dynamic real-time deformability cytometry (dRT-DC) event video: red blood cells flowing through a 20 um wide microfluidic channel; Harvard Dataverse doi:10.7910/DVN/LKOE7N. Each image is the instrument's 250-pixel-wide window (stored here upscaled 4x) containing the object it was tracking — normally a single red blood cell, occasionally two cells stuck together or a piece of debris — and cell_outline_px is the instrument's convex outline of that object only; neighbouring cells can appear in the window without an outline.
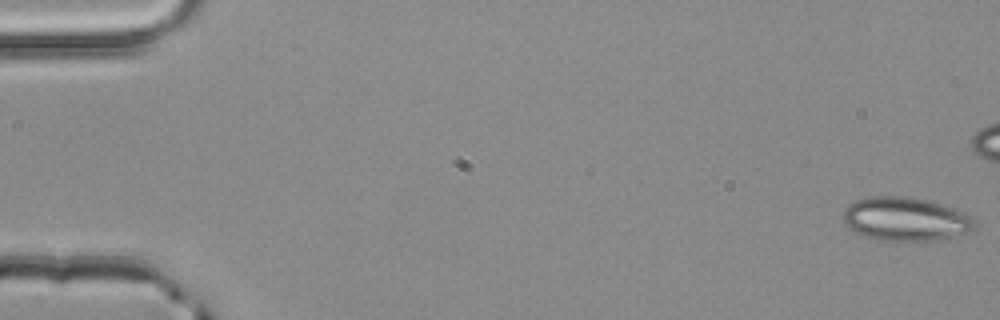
{"species": "common noctule bat (a hibernating species)", "species_latin": "Nyctalus noctula", "temperature_condition": "room temperature", "stored_images_in_passage": 45, "camera_frame_rate_fps": 3000, "um_per_image_px": 0.085, "animal": {"sex": "male", "body_mass_g": 20.4}, "frame": {"image": 1, "passage_image": 1, "time_ms": 0.0, "image_size_px": [1000, 320], "cell_outline_px": [[976, 224], [968, 232], [936, 240], [880, 240], [864, 236], [848, 228], [844, 220], [844, 208], [848, 204], [856, 200], [868, 196], [904, 196], [924, 200], [940, 204], [964, 212], [972, 216]], "centroid_in_image_um": [76.93, 18.61], "position_along_channel_um": 8.1, "area_um2": 33.12}}
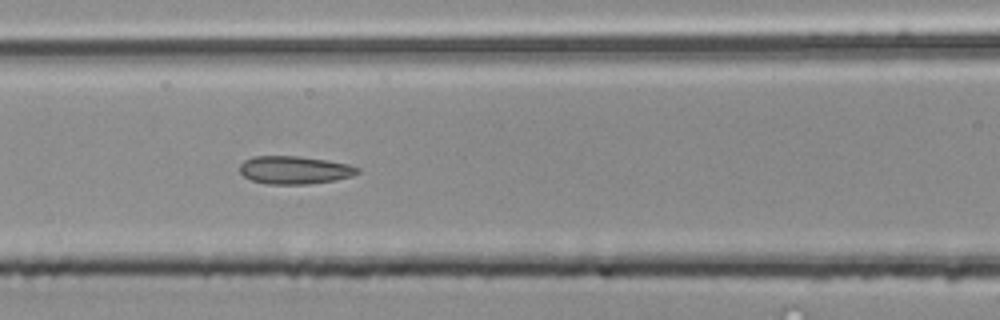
{"frame": {"image": 2, "passage_image": 23, "time_ms": 7.333, "image_size_px": [1000, 320], "cell_outline_px": [[360, 172], [352, 176], [336, 180], [308, 184], [264, 184], [252, 180], [244, 176], [240, 172], [240, 164], [244, 160], [252, 156], [300, 156], [328, 160], [348, 164], [360, 168]], "centroid_in_image_um": [25.04, 14.45], "position_along_channel_um": 141.6, "area_um2": 19.36}}
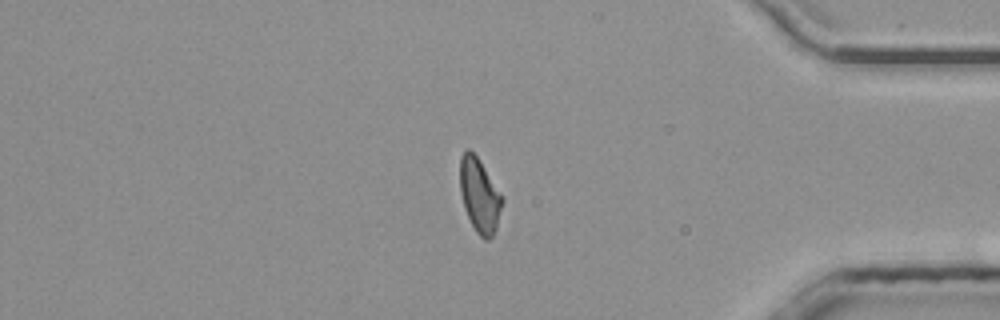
{"frame": {"image": 3, "passage_image": 44, "time_ms": 14.333, "image_size_px": [1000, 320], "cell_outline_px": [[504, 200], [496, 228], [492, 236], [488, 240], [484, 240], [476, 232], [464, 208], [460, 192], [460, 156], [468, 148], [476, 156], [504, 196]], "centroid_in_image_um": [40.77, 16.62], "position_along_channel_um": 394.4, "area_um2": 18.21}}